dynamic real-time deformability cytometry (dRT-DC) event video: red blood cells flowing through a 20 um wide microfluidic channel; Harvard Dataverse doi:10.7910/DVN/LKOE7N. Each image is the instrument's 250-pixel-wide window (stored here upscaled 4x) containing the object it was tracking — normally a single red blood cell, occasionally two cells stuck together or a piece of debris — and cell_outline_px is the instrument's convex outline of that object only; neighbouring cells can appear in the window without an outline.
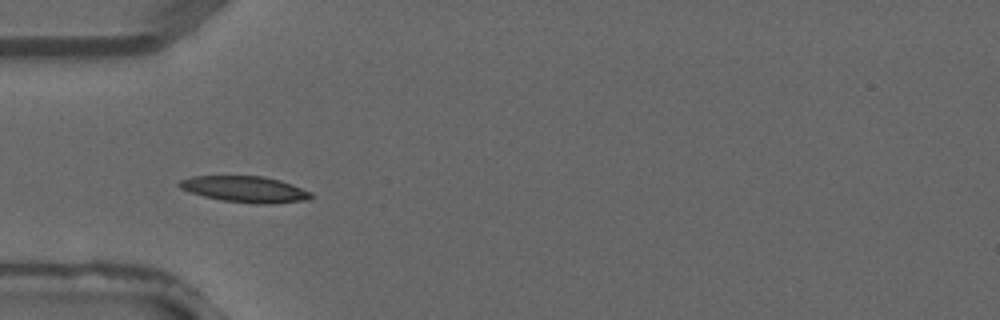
{"species": "common noctule bat (a hibernating species)", "species_latin": "Nyctalus noctula", "temperature_condition": "warm", "stored_images_in_passage": 4, "camera_frame_rate_fps": 3000, "um_per_image_px": 0.085, "animal": {"sex": "male", "forearm_length_mm": 52.5}, "frame": {"image": 1, "passage_image": 4, "time_ms": 1.0, "image_size_px": [1000, 320], "cell_outline_px": [[312, 196], [308, 200], [272, 204], [256, 204], [220, 200], [204, 196], [180, 188], [176, 184], [180, 180], [192, 176], [264, 176], [280, 180], [292, 184], [312, 192]], "centroid_in_image_um": [20.85, 16.09], "position_along_channel_um": 64.2, "area_um2": 20.17}}